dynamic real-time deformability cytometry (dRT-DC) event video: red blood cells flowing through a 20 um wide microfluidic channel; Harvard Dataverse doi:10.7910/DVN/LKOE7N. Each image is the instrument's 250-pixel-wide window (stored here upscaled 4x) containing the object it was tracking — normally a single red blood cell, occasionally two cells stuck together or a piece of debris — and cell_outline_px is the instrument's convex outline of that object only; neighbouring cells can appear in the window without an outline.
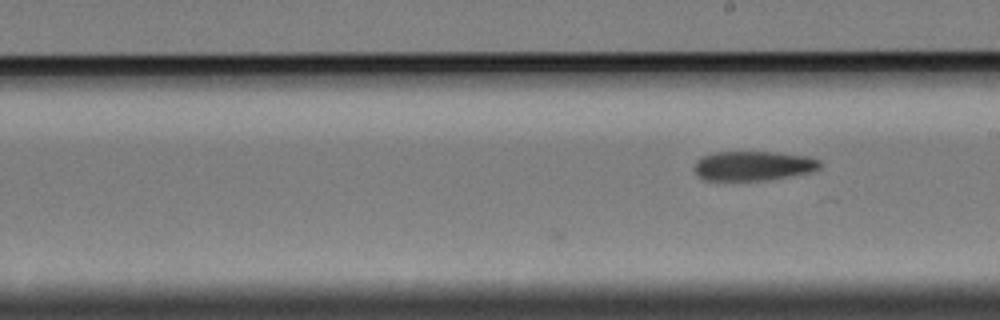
{"species": "Egyptian fruit bat (a non-hibernating species)", "species_latin": "Rousettus aegyptiacus", "temperature_condition": "cold", "stored_images_in_passage": 10, "segment_of_instrument_passage": [2, 2], "camera_frame_rate_fps": 3000, "um_per_image_px": 0.085, "animal": {"sex": "female"}, "frame": {"image": 1, "passage_image": 10, "time_ms": 11.667, "image_size_px": [1000, 320], "cell_outline_px": [[820, 168], [808, 172], [768, 180], [704, 180], [696, 172], [696, 160], [700, 156], [716, 152], [772, 152], [808, 156], [820, 160]], "centroid_in_image_um": [64.02, 14.08], "position_along_channel_um": 225.0, "area_um2": 21.39}}